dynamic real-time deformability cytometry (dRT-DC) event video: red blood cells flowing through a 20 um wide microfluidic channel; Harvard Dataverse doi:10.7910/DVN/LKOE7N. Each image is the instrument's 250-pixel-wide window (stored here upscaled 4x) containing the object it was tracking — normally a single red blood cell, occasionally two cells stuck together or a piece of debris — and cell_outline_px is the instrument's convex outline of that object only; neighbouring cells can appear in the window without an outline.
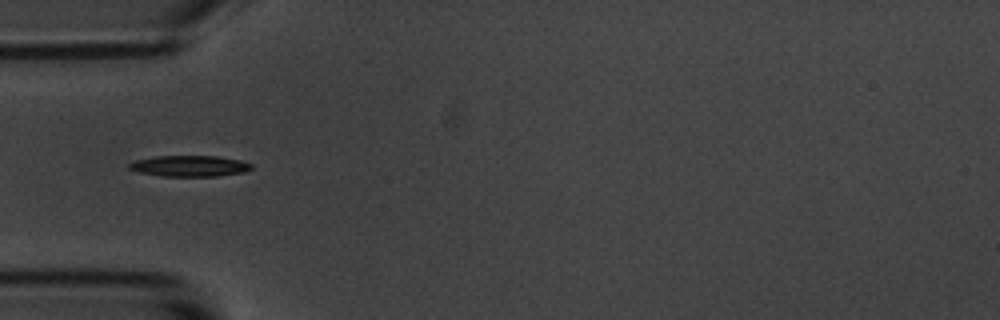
{"species": "common noctule bat (a hibernating species)", "species_latin": "Nyctalus noctula", "temperature_condition": "room temperature", "stored_images_in_passage": 9, "camera_frame_rate_fps": 3000, "um_per_image_px": 0.085, "animal": {"sex": "male", "body_mass_g": 20.1, "forearm_length_mm": 53.5}, "frame": {"image": 1, "passage_image": 3, "time_ms": 2.333, "image_size_px": [1000, 320], "cell_outline_px": [[252, 168], [244, 172], [216, 176], [160, 176], [140, 172], [128, 168], [128, 164], [136, 160], [156, 156], [216, 156], [240, 160], [252, 164]], "centroid_in_image_um": [16.11, 14.11], "position_along_channel_um": 68.9, "area_um2": 14.85}}
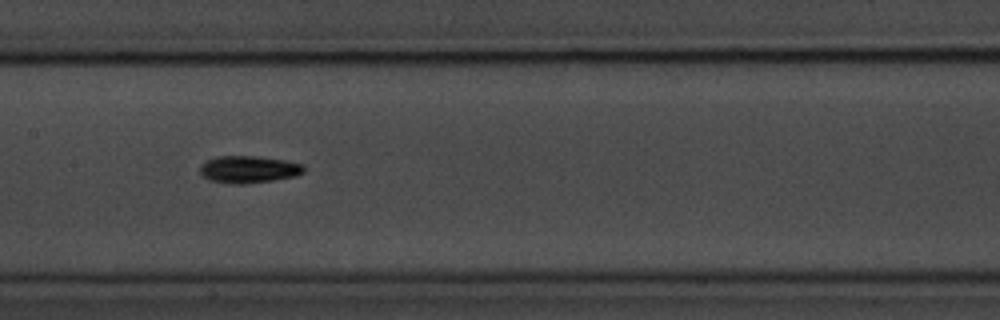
{"frame": {"image": 2, "passage_image": 6, "time_ms": 5.667, "image_size_px": [1000, 320], "cell_outline_px": [[304, 172], [296, 176], [272, 180], [244, 184], [228, 184], [208, 180], [200, 172], [200, 164], [204, 160], [216, 156], [256, 156], [284, 160], [304, 164]], "centroid_in_image_um": [21.09, 14.39], "position_along_channel_um": 186.3, "area_um2": 16.65}}
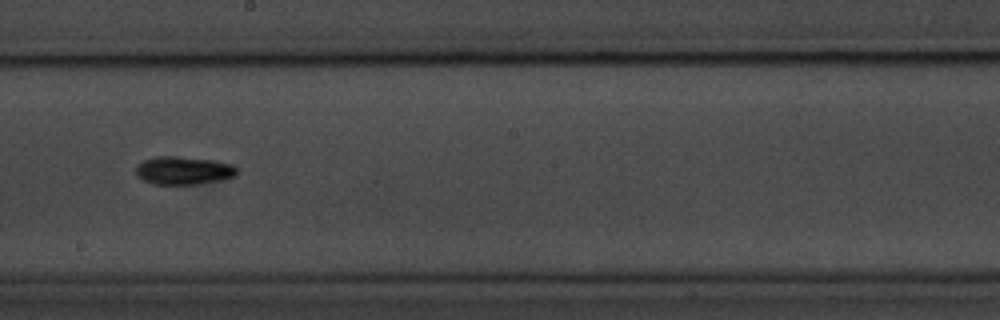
{"frame": {"image": 3, "passage_image": 7, "time_ms": 7.0, "image_size_px": [1000, 320], "cell_outline_px": [[236, 176], [220, 180], [196, 184], [152, 184], [136, 176], [136, 164], [144, 160], [156, 156], [176, 156], [212, 160], [232, 164], [236, 168]], "centroid_in_image_um": [15.56, 14.49], "position_along_channel_um": 232.6, "area_um2": 16.53}}